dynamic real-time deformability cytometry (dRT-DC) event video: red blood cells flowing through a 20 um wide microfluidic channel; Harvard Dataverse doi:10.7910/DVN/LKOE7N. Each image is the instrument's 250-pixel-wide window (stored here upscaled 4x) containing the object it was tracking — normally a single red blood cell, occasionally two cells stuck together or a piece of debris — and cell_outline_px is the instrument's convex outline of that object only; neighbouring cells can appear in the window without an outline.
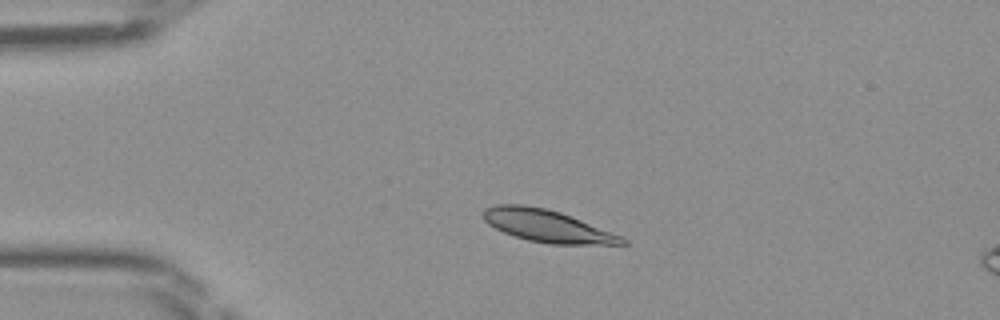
{"species": "Egyptian fruit bat (a non-hibernating species)", "species_latin": "Rousettus aegyptiacus", "temperature_condition": "room temperature", "stored_images_in_passage": 38, "camera_frame_rate_fps": 3000, "um_per_image_px": 0.085, "frame": {"image": 1, "passage_image": 1, "time_ms": 0.0, "image_size_px": [1000, 320], "cell_outline_px": [[628, 244], [552, 244], [528, 240], [504, 232], [488, 224], [484, 220], [484, 208], [496, 204], [524, 204], [544, 208], [560, 212], [620, 236], [628, 240]], "centroid_in_image_um": [46.47, 19.2], "position_along_channel_um": 38.5, "area_um2": 25.61}}
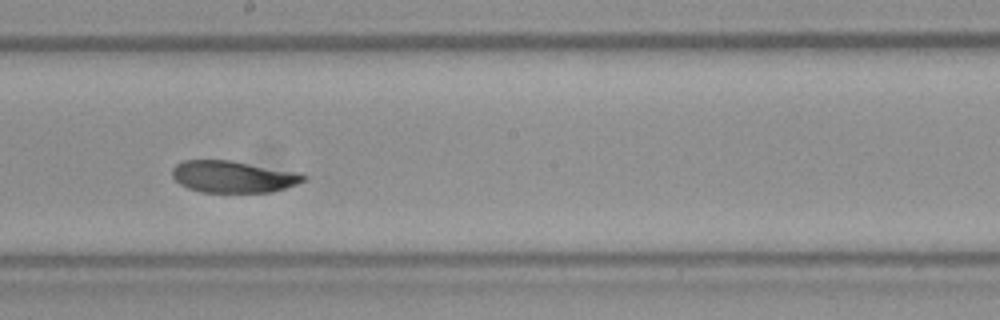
{"frame": {"image": 2, "passage_image": 17, "time_ms": 5.333, "image_size_px": [1000, 320], "cell_outline_px": [[308, 180], [272, 192], [200, 192], [188, 188], [180, 184], [172, 176], [172, 168], [176, 164], [184, 160], [232, 160], [300, 172], [308, 176]], "centroid_in_image_um": [19.85, 15.01], "position_along_channel_um": 228.3, "area_um2": 24.62}}
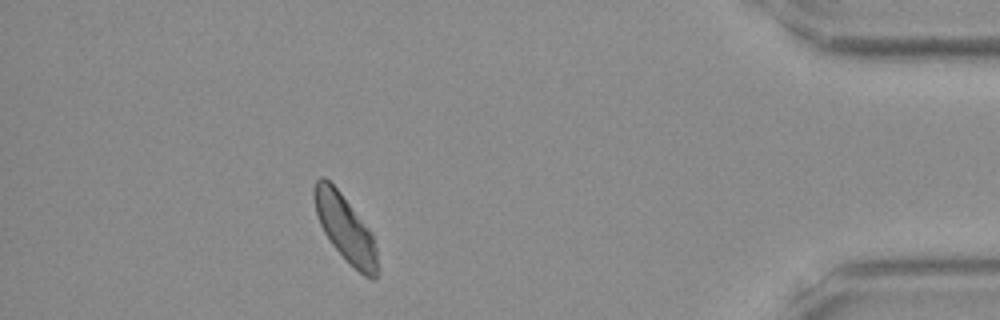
{"frame": {"image": 3, "passage_image": 33, "time_ms": 10.667, "image_size_px": [1000, 320], "cell_outline_px": [[376, 280], [372, 280], [364, 276], [332, 244], [324, 232], [320, 224], [316, 212], [312, 196], [312, 188], [316, 180], [320, 176], [324, 176], [340, 192], [372, 236], [376, 248]], "centroid_in_image_um": [29.28, 19.35], "position_along_channel_um": 405.9, "area_um2": 23.52}}